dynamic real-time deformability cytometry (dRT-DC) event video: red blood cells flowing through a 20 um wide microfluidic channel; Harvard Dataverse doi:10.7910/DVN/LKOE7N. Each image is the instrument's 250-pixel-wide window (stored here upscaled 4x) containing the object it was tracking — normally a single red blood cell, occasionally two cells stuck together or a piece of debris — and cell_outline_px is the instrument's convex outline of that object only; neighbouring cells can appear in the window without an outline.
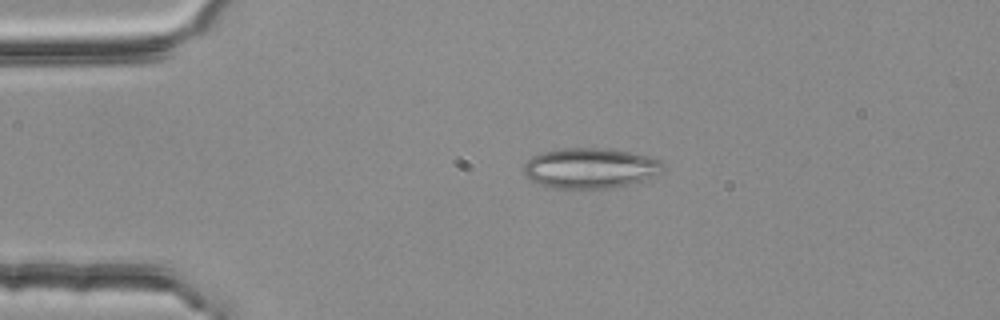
{"species": "common noctule bat (a hibernating species)", "species_latin": "Nyctalus noctula", "temperature_condition": "room temperature", "stored_images_in_passage": 2, "camera_frame_rate_fps": 3000, "um_per_image_px": 0.085, "animal": {"sex": "female", "body_mass_g": 25.1}, "frame": {"image": 1, "passage_image": 2, "time_ms": 0.333, "image_size_px": [1000, 320], "cell_outline_px": [[664, 172], [656, 176], [628, 184], [608, 188], [552, 188], [540, 184], [532, 180], [524, 172], [524, 164], [532, 156], [540, 152], [564, 148], [604, 148], [628, 152], [648, 156], [660, 160], [664, 164]], "centroid_in_image_um": [50.19, 14.28], "position_along_channel_um": 34.8, "area_um2": 32.66}}